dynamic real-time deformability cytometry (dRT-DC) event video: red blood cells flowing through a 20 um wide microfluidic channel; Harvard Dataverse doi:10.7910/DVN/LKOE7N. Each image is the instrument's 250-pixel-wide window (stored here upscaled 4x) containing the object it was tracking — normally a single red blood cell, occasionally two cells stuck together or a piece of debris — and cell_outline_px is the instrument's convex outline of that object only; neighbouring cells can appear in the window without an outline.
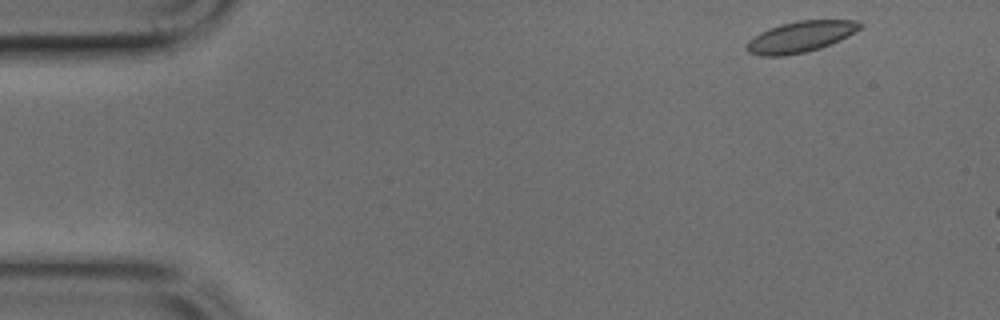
{"species": "common noctule bat (a hibernating species)", "species_latin": "Nyctalus noctula", "temperature_condition": "cold", "stored_images_in_passage": 7, "camera_frame_rate_fps": 3000, "um_per_image_px": 0.085, "animal": {"sex": "male", "body_mass_g": 17.9, "forearm_length_mm": 54.2}, "frame": {"image": 1, "passage_image": 1, "time_ms": 0.0, "image_size_px": [1000, 320], "cell_outline_px": [[860, 28], [848, 36], [840, 40], [820, 48], [804, 52], [784, 56], [760, 56], [748, 52], [744, 48], [748, 40], [760, 32], [768, 28], [780, 24], [796, 20], [856, 20], [860, 24]], "centroid_in_image_um": [67.97, 3.13], "position_along_channel_um": 17.0, "area_um2": 20.52}}